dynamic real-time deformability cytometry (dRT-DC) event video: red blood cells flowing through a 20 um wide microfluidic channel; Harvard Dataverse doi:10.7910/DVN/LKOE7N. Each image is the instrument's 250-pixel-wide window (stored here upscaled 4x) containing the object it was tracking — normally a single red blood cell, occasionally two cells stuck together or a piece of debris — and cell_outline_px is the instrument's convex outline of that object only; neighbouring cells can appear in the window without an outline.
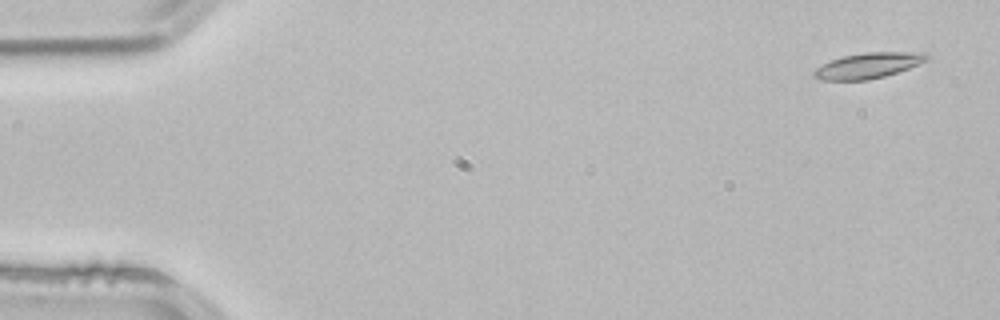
{"species": "common noctule bat (a hibernating species)", "species_latin": "Nyctalus noctula", "temperature_condition": "room temperature", "stored_images_in_passage": 3, "camera_frame_rate_fps": 3000, "um_per_image_px": 0.085, "animal": {"sex": "male", "body_mass_g": 21.5, "forearm_length_mm": 52.0}, "frame": {"image": 1, "passage_image": 1, "time_ms": 0.0, "image_size_px": [1000, 320], "cell_outline_px": [[928, 60], [920, 64], [884, 76], [868, 80], [820, 80], [812, 76], [812, 72], [816, 68], [832, 60], [844, 56], [864, 52], [924, 52], [928, 56]], "centroid_in_image_um": [73.79, 5.57], "position_along_channel_um": 11.2, "area_um2": 16.7}}
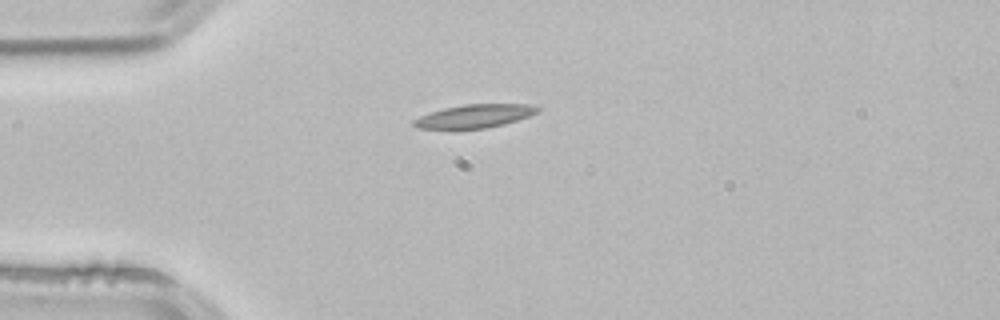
{"frame": {"image": 2, "passage_image": 3, "time_ms": 0.667, "image_size_px": [1000, 320], "cell_outline_px": [[540, 112], [504, 124], [484, 128], [416, 128], [412, 124], [412, 120], [420, 116], [444, 108], [464, 104], [532, 104], [540, 108]], "centroid_in_image_um": [40.36, 9.85], "position_along_channel_um": 44.6, "area_um2": 16.65}}